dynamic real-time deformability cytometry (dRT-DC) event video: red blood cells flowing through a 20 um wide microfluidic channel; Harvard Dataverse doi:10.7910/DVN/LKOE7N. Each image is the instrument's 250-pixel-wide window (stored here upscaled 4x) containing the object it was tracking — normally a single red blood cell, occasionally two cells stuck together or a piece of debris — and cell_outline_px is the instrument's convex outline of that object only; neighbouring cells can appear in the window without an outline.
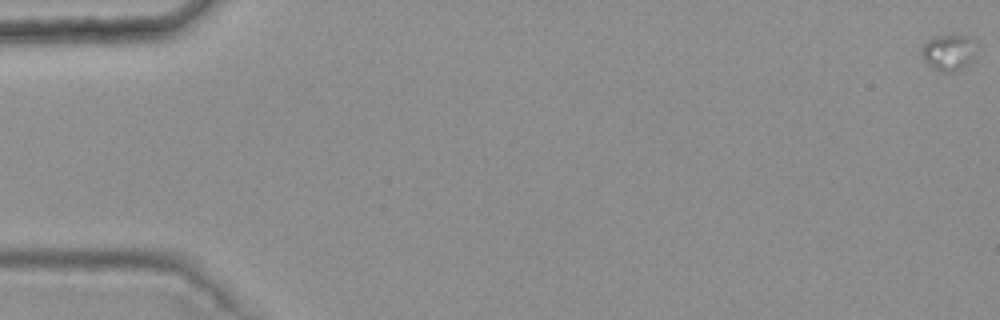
{"species": "common noctule bat (a hibernating species)", "species_latin": "Nyctalus noctula", "temperature_condition": "warm", "stored_images_in_passage": 6, "camera_frame_rate_fps": 3000, "um_per_image_px": 0.085, "animal": {"sex": "female", "body_mass_g": 25.1}, "frame": {"image": 1, "passage_image": 1, "time_ms": 0.0, "image_size_px": [1000, 320], "cell_outline_px": [[972, 56], [960, 68], [944, 72], [928, 64], [924, 60], [920, 52], [920, 48], [932, 36], [964, 36], [968, 40]], "centroid_in_image_um": [80.45, 4.44], "position_along_channel_um": 4.6, "area_um2": 10.29}}